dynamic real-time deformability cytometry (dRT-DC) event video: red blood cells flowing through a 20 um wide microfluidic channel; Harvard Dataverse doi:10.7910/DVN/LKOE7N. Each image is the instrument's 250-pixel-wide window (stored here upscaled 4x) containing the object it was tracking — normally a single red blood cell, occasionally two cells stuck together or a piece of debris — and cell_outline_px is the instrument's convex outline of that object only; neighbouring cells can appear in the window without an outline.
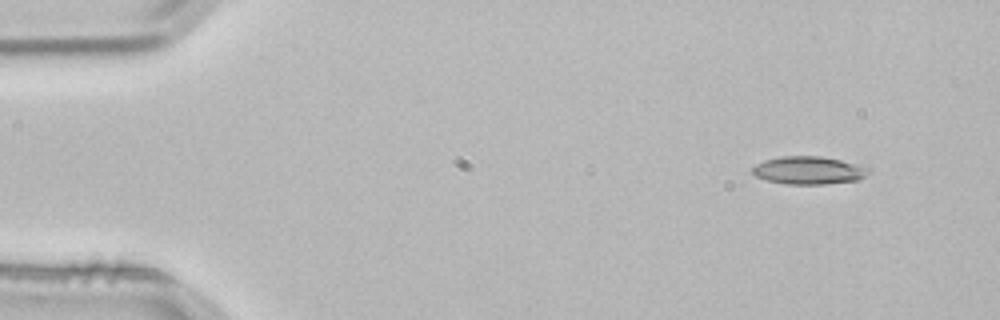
{"species": "common noctule bat (a hibernating species)", "species_latin": "Nyctalus noctula", "temperature_condition": "room temperature", "stored_images_in_passage": 2, "camera_frame_rate_fps": 3000, "um_per_image_px": 0.085, "animal": {"sex": "male", "body_mass_g": 21.5, "forearm_length_mm": 52.0}, "frame": {"image": 1, "passage_image": 1, "time_ms": 0.0, "image_size_px": [1000, 320], "cell_outline_px": [[872, 172], [856, 180], [824, 184], [788, 184], [768, 180], [756, 176], [752, 172], [752, 168], [756, 164], [764, 160], [780, 156], [820, 156], [840, 160], [872, 168]], "centroid_in_image_um": [68.76, 14.47], "position_along_channel_um": 16.2, "area_um2": 18.79}}